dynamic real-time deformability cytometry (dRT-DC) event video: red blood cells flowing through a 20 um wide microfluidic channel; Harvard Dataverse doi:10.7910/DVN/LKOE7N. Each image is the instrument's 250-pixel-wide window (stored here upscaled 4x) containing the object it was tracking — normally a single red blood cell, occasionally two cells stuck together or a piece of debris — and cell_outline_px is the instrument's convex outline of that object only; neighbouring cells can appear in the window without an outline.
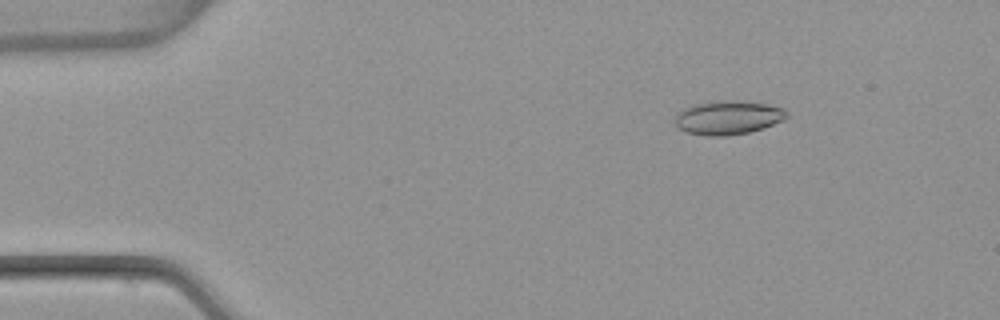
{"species": "common noctule bat (a hibernating species)", "species_latin": "Nyctalus noctula", "temperature_condition": "warm", "stored_images_in_passage": 53, "camera_frame_rate_fps": 3000, "um_per_image_px": 0.085, "animal": {"sex": "female", "body_mass_g": 22.7, "forearm_length_mm": 54.2}, "frame": {"image": 1, "passage_image": 8, "time_ms": 2.333, "image_size_px": [1000, 320], "cell_outline_px": [[788, 116], [784, 120], [764, 128], [748, 132], [724, 136], [704, 136], [688, 132], [680, 128], [676, 124], [676, 116], [684, 108], [696, 104], [716, 100], [736, 100], [768, 104], [784, 108], [788, 112]], "centroid_in_image_um": [61.94, 9.99], "position_along_channel_um": 23.1, "area_um2": 22.02}}
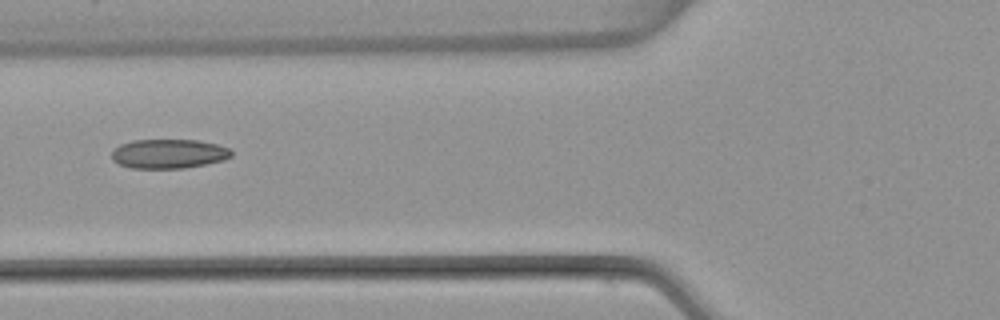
{"frame": {"image": 2, "passage_image": 21, "time_ms": 6.667, "image_size_px": [1000, 320], "cell_outline_px": [[232, 156], [224, 160], [184, 168], [132, 168], [120, 164], [112, 160], [112, 152], [120, 144], [132, 140], [196, 140], [216, 144], [232, 148]], "centroid_in_image_um": [14.36, 13.06], "position_along_channel_um": 111.4, "area_um2": 20.4}}
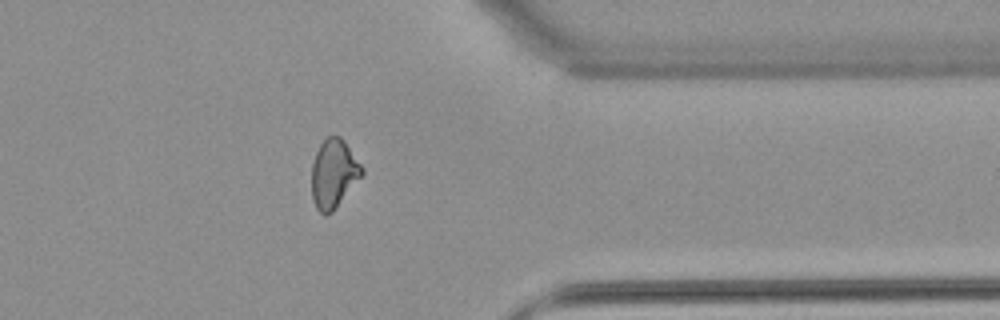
{"frame": {"image": 3, "passage_image": 43, "time_ms": 14.0, "image_size_px": [1000, 320], "cell_outline_px": [[364, 172], [332, 212], [324, 216], [316, 208], [312, 200], [312, 164], [316, 152], [320, 144], [328, 136], [340, 136], [344, 140], [364, 168]], "centroid_in_image_um": [28.35, 14.76], "position_along_channel_um": 383.0, "area_um2": 19.94}, "authors_computed_cell_mechanics": {"area_um2": 20.519, "velocity_mm_per_s": 3.8585, "shape_relaxation_time_tau1_ms": null, "shape_relaxation_time_tau2_ms": 1.8191, "deformation_change_tau1": null, "deformation_change_tau2": 0.0873}}